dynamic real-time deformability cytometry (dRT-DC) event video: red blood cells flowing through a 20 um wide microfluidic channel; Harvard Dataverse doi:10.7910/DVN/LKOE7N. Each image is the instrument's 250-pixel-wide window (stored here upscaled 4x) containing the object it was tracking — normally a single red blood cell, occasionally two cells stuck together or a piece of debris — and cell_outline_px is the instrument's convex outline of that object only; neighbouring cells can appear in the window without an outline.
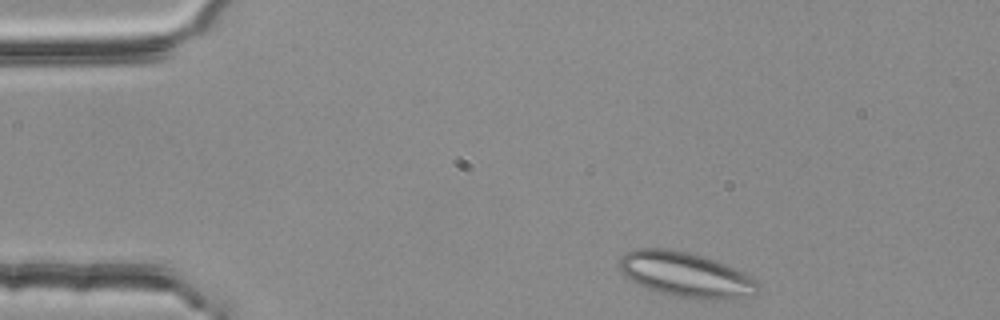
{"species": "common noctule bat (a hibernating species)", "species_latin": "Nyctalus noctula", "temperature_condition": "room temperature", "stored_images_in_passage": 2, "camera_frame_rate_fps": 3000, "um_per_image_px": 0.085, "animal": {"sex": "female", "body_mass_g": 25.1}, "frame": {"image": 1, "passage_image": 1, "time_ms": 0.0, "image_size_px": [1000, 320], "cell_outline_px": [[760, 288], [752, 296], [736, 300], [724, 300], [676, 296], [660, 292], [648, 288], [624, 276], [620, 268], [620, 256], [624, 252], [632, 248], [664, 248], [688, 252], [704, 256], [716, 260], [756, 280], [760, 284]], "centroid_in_image_um": [58.3, 23.34], "position_along_channel_um": 26.7, "area_um2": 36.18}}